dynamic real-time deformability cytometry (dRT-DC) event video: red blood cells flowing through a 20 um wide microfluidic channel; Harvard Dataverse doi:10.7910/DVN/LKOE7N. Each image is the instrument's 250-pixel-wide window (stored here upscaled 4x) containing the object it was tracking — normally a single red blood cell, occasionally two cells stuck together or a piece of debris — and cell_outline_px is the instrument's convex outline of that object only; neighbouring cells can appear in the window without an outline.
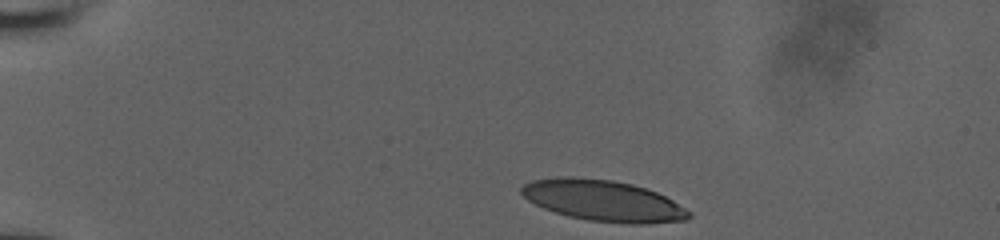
{"species": "human", "species_latin": "Homo sapiens", "temperature_condition": "room temperature", "stored_images_in_passage": 37, "camera_frame_rate_fps": 3000, "um_per_image_px": 0.085, "donor": {"sex": "male"}, "frame": {"image": 1, "passage_image": 1, "time_ms": 0.0, "image_size_px": [1000, 240], "cell_outline_px": [[692, 216], [688, 220], [644, 224], [632, 224], [588, 220], [568, 216], [544, 208], [528, 200], [520, 192], [520, 188], [524, 184], [532, 180], [560, 176], [572, 176], [612, 180], [632, 184], [656, 192], [672, 200], [692, 212]], "centroid_in_image_um": [51.28, 17.05], "position_along_channel_um": 33.7, "area_um2": 40.11}}
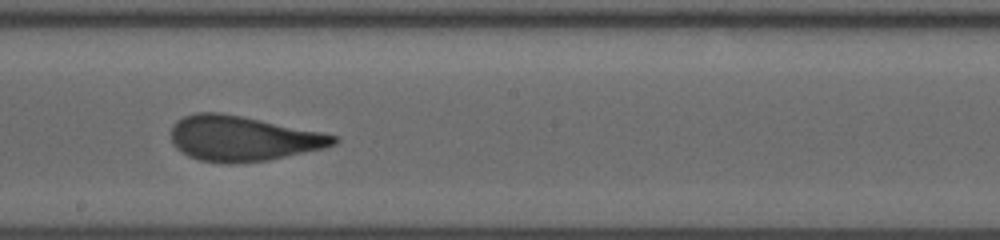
{"frame": {"image": 2, "passage_image": 22, "time_ms": 7.0, "image_size_px": [1000, 240], "cell_outline_px": [[340, 140], [336, 144], [324, 148], [268, 160], [228, 164], [200, 160], [188, 156], [180, 152], [176, 148], [172, 140], [172, 128], [176, 120], [184, 116], [196, 112], [220, 112], [340, 136]], "centroid_in_image_um": [20.62, 11.78], "position_along_channel_um": 227.6, "area_um2": 42.54}}
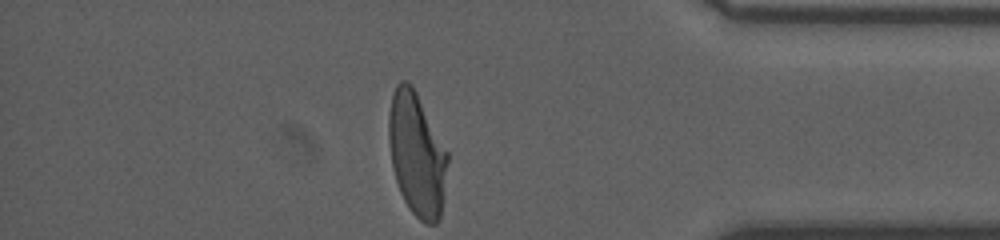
{"frame": {"image": 3, "passage_image": 37, "time_ms": 12.0, "image_size_px": [1000, 240], "cell_outline_px": [[448, 160], [444, 196], [440, 220], [436, 224], [428, 224], [420, 220], [408, 208], [400, 192], [392, 168], [388, 140], [388, 112], [392, 92], [396, 84], [400, 80], [408, 80], [412, 84], [448, 152]], "centroid_in_image_um": [35.41, 13.1], "position_along_channel_um": 399.8, "area_um2": 42.77}, "authors_computed_cell_mechanics": {"area_um2": 42.3674, "velocity_mm_per_s": 3.9061, "shape_relaxation_time_tau1_ms": 8.8297, "shape_relaxation_time_tau2_ms": 0.913, "deformation_change_tau1": 0.3042, "deformation_change_tau2": 0.0983}}